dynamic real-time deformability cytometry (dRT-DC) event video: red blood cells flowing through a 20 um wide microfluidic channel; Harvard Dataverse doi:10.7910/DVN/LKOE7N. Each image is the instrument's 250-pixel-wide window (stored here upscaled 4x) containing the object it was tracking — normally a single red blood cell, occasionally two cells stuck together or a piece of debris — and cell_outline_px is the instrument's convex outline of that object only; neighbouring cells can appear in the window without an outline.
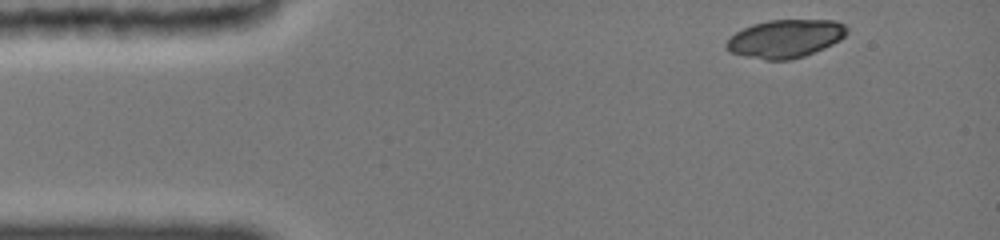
{"species": "common noctule bat (a hibernating species)", "species_latin": "Nyctalus noctula", "temperature_condition": "cold", "stored_images_in_passage": 20, "camera_frame_rate_fps": 3000, "um_per_image_px": 0.085, "animal": {"sex": "female", "body_mass_g": 19.0, "forearm_length_mm": 51.5}, "frame": {"image": 1, "passage_image": 1, "time_ms": 0.0, "image_size_px": [1000, 240], "cell_outline_px": [[848, 32], [840, 40], [824, 48], [804, 56], [788, 60], [764, 60], [744, 56], [728, 52], [724, 48], [724, 44], [736, 32], [752, 24], [768, 20], [836, 20], [844, 24], [848, 28]], "centroid_in_image_um": [66.74, 3.29], "position_along_channel_um": 18.3, "area_um2": 26.93}}